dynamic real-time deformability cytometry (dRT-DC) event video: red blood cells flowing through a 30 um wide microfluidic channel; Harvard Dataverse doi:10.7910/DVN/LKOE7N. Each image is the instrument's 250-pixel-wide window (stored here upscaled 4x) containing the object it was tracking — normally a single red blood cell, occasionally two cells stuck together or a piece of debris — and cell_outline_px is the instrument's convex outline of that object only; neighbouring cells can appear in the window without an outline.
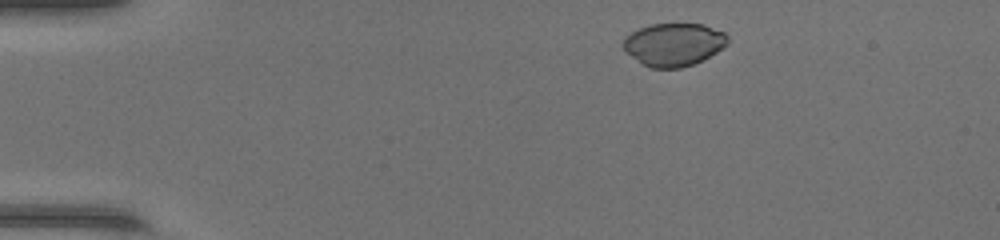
{"species": "common noctule bat (a hibernating species)", "species_latin": "Nyctalus noctula", "temperature_condition": "warm", "stored_images_in_passage": 40, "camera_frame_rate_fps": 3000, "um_per_image_px": 0.085, "animal": {"sex": "female", "body_mass_g": 17.0, "forearm_length_mm": 48.0}, "frame": {"image": 1, "passage_image": 1, "time_ms": 0.0, "image_size_px": [1000, 240], "cell_outline_px": [[728, 44], [716, 52], [692, 64], [680, 68], [652, 68], [644, 64], [632, 56], [624, 48], [624, 36], [640, 28], [652, 24], [704, 24], [724, 32], [728, 36]], "centroid_in_image_um": [57.29, 3.76], "position_along_channel_um": 27.7, "area_um2": 25.72}}
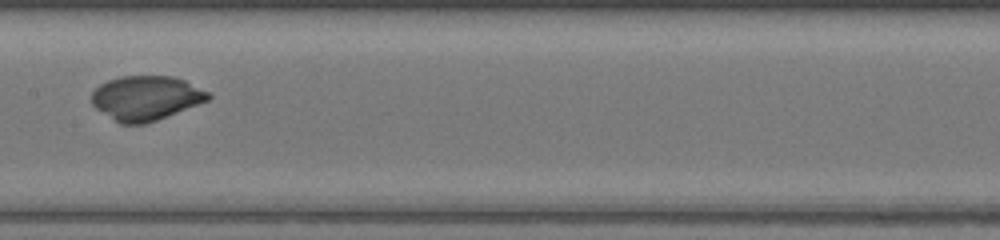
{"frame": {"image": 2, "passage_image": 18, "time_ms": 5.667, "image_size_px": [1000, 240], "cell_outline_px": [[212, 96], [208, 100], [156, 120], [144, 124], [120, 124], [96, 108], [92, 104], [92, 92], [100, 84], [108, 80], [120, 76], [172, 76], [184, 80], [208, 92]], "centroid_in_image_um": [12.38, 8.32], "position_along_channel_um": 195.0, "area_um2": 29.88}}
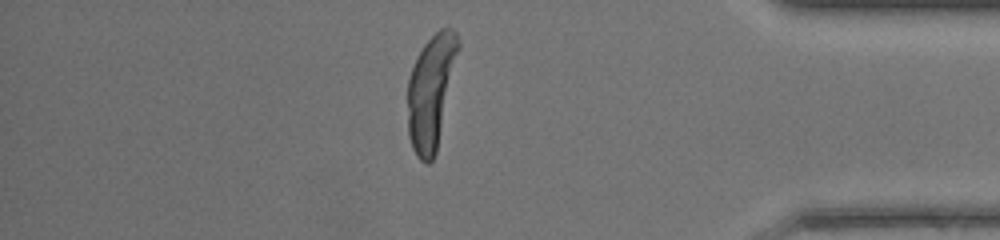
{"frame": {"image": 3, "passage_image": 34, "time_ms": 11.0, "image_size_px": [1000, 240], "cell_outline_px": [[460, 44], [436, 152], [432, 160], [428, 164], [420, 160], [416, 156], [412, 148], [408, 136], [408, 80], [412, 68], [424, 44], [440, 28], [452, 28], [456, 32], [460, 40]], "centroid_in_image_um": [36.63, 7.78], "position_along_channel_um": 398.6, "area_um2": 33.12}}